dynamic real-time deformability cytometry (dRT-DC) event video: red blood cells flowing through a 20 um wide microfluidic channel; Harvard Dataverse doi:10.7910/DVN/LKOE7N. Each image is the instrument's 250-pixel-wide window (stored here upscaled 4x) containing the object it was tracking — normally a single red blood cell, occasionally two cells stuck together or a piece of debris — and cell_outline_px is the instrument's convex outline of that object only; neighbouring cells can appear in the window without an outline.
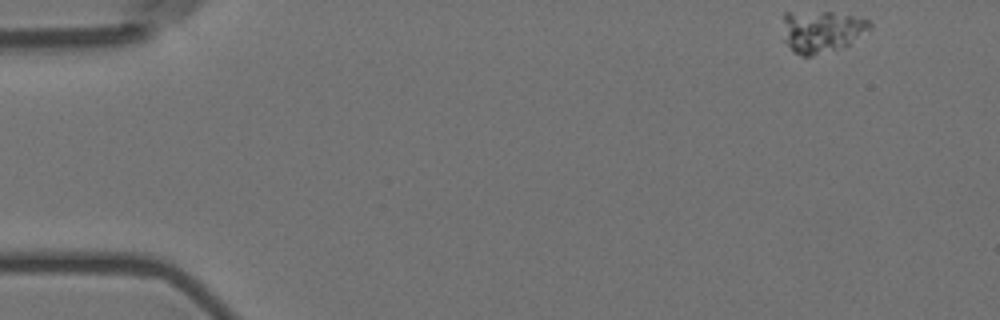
{"species": "Egyptian fruit bat (a non-hibernating species)", "species_latin": "Rousettus aegyptiacus", "temperature_condition": "room temperature", "stored_images_in_passage": 54, "camera_frame_rate_fps": 3000, "um_per_image_px": 0.085, "animal": {"sex": "female"}, "frame": {"image": 1, "passage_image": 1, "time_ms": 0.0, "image_size_px": [1000, 320], "cell_outline_px": [[872, 28], [848, 44], [812, 56], [800, 56], [792, 52], [784, 40], [784, 12], [832, 12], [852, 16], [868, 20], [872, 24]], "centroid_in_image_um": [69.81, 2.66], "position_along_channel_um": 15.2, "area_um2": 20.98}}
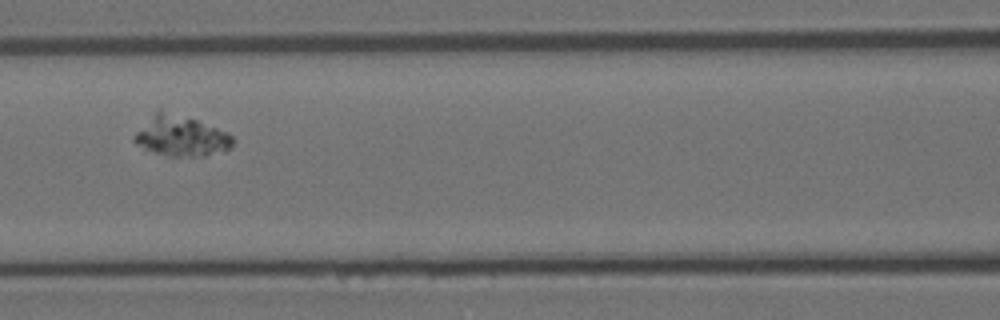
{"frame": {"image": 2, "passage_image": 22, "time_ms": 7.0, "image_size_px": [1000, 320], "cell_outline_px": [[236, 140], [224, 152], [204, 156], [168, 156], [144, 148], [136, 144], [132, 140], [132, 136], [160, 108], [196, 120], [228, 132]], "centroid_in_image_um": [15.41, 11.57], "position_along_channel_um": 151.2, "area_um2": 23.06}}
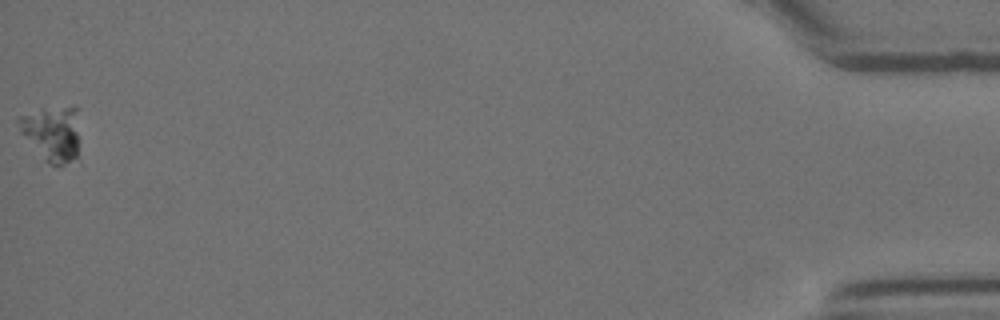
{"frame": {"image": 3, "passage_image": 54, "time_ms": 17.667, "image_size_px": [1000, 320], "cell_outline_px": [[80, 160], [64, 164], [48, 164], [44, 160], [20, 132], [16, 120], [20, 116], [40, 108], [76, 104]], "centroid_in_image_um": [4.48, 11.32], "position_along_channel_um": 430.7, "area_um2": 20.35}}